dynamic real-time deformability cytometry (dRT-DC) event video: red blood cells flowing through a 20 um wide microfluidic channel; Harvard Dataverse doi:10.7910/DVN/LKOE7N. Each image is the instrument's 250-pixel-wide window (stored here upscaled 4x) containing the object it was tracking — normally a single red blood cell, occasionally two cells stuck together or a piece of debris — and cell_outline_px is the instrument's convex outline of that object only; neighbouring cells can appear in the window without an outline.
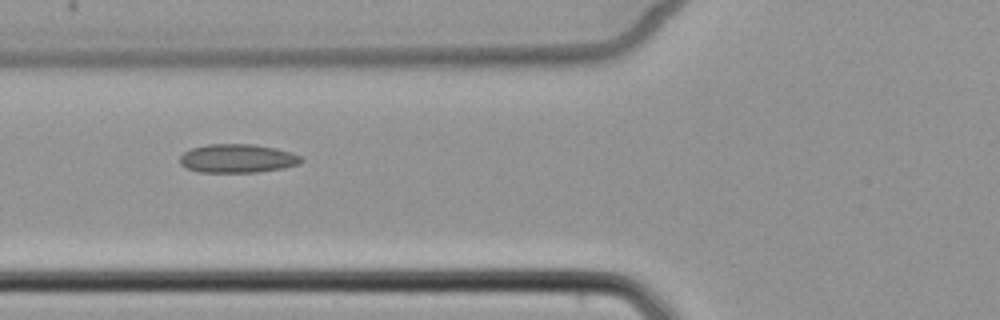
{"species": "common noctule bat (a hibernating species)", "species_latin": "Nyctalus noctula", "temperature_condition": "cold", "stored_images_in_passage": 7, "camera_frame_rate_fps": 3000, "um_per_image_px": 0.085, "animal": {"sex": "female", "body_mass_g": 22.7, "forearm_length_mm": 54.2}, "frame": {"image": 1, "passage_image": 6, "time_ms": 6.0, "image_size_px": [1000, 320], "cell_outline_px": [[304, 160], [300, 164], [284, 168], [256, 172], [200, 172], [188, 168], [180, 164], [180, 156], [184, 152], [192, 148], [208, 144], [252, 144], [292, 152], [304, 156]], "centroid_in_image_um": [20.23, 13.47], "position_along_channel_um": 105.6, "area_um2": 20.29}}
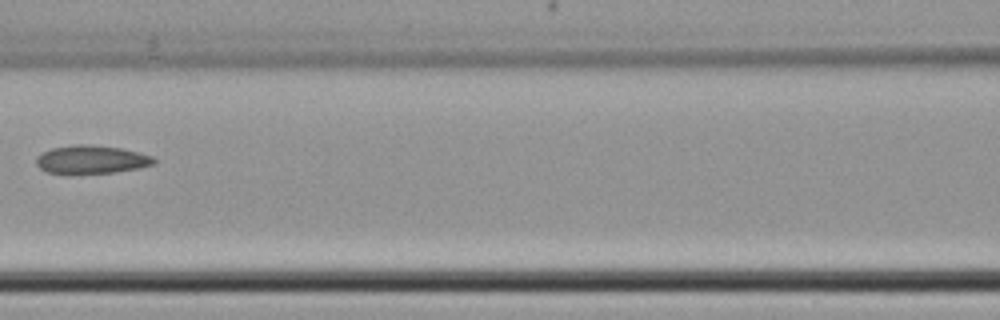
{"frame": {"image": 2, "passage_image": 7, "time_ms": 7.333, "image_size_px": [1000, 320], "cell_outline_px": [[156, 164], [140, 168], [116, 172], [72, 176], [64, 176], [48, 172], [40, 168], [36, 164], [36, 156], [52, 148], [72, 144], [88, 144], [120, 148], [152, 156], [156, 160]], "centroid_in_image_um": [7.73, 13.6], "position_along_channel_um": 158.9, "area_um2": 20.11}}